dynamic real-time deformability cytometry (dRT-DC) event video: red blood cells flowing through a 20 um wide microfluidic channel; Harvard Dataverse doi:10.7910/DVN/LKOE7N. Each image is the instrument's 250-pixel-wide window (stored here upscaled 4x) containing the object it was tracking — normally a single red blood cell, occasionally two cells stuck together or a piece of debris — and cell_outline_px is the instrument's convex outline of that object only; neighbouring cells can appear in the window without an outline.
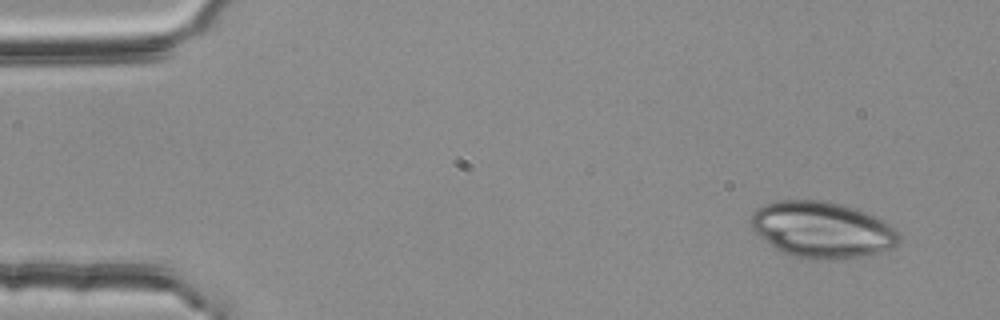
{"species": "common noctule bat (a hibernating species)", "species_latin": "Nyctalus noctula", "temperature_condition": "room temperature", "stored_images_in_passage": 50, "camera_frame_rate_fps": 3000, "um_per_image_px": 0.085, "animal": {"sex": "female", "body_mass_g": 25.1}, "frame": {"image": 1, "passage_image": 1, "time_ms": 0.0, "image_size_px": [1000, 320], "cell_outline_px": [[900, 240], [892, 248], [868, 256], [840, 260], [812, 260], [792, 256], [780, 252], [760, 236], [748, 224], [748, 220], [752, 212], [756, 208], [764, 204], [780, 200], [824, 200], [856, 208], [896, 228], [900, 232]], "centroid_in_image_um": [69.86, 19.55], "position_along_channel_um": 15.1, "area_um2": 49.13}}
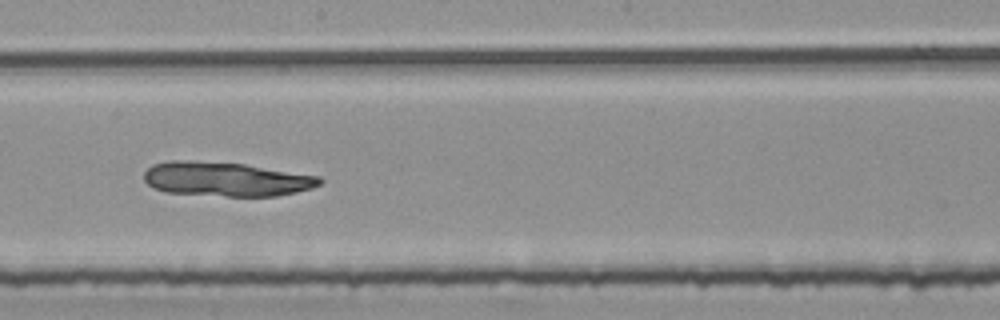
{"frame": {"image": 2, "passage_image": 27, "time_ms": 8.667, "image_size_px": [1000, 320], "cell_outline_px": [[324, 180], [320, 184], [312, 188], [296, 192], [276, 196], [228, 196], [168, 192], [152, 188], [144, 180], [144, 172], [152, 164], [168, 160], [192, 160], [244, 164], [320, 176]], "centroid_in_image_um": [19.2, 15.22], "position_along_channel_um": 229.0, "area_um2": 35.14}}
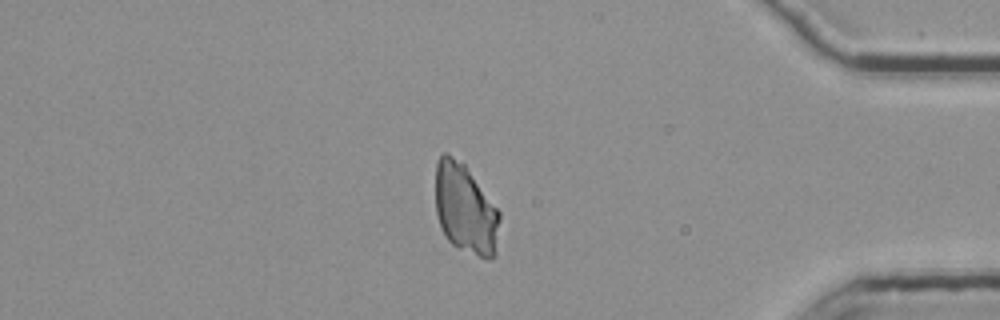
{"frame": {"image": 3, "passage_image": 43, "time_ms": 14.0, "image_size_px": [1000, 320], "cell_outline_px": [[500, 220], [496, 256], [488, 260], [460, 248], [452, 244], [448, 240], [440, 224], [436, 212], [436, 160], [444, 152], [452, 156], [464, 164], [500, 212]], "centroid_in_image_um": [39.57, 17.78], "position_along_channel_um": 395.6, "area_um2": 33.41}}